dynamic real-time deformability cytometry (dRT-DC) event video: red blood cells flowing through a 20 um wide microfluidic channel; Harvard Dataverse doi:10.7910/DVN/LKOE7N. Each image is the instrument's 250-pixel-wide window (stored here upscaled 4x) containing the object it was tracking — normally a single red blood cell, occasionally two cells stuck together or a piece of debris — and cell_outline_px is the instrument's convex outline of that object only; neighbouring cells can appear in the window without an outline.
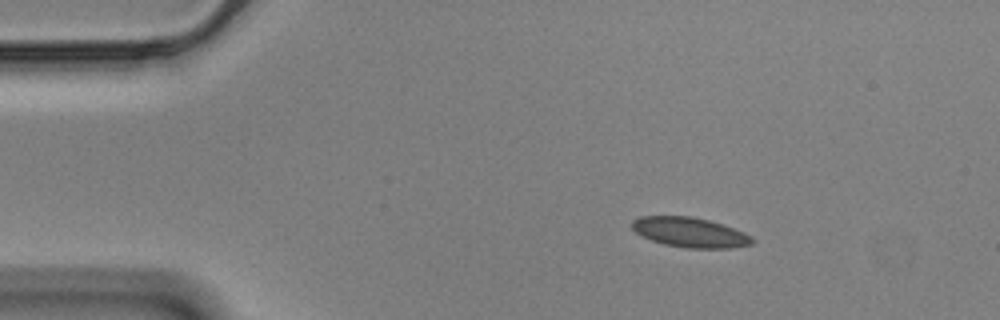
{"species": "Egyptian fruit bat (a non-hibernating species)", "species_latin": "Rousettus aegyptiacus", "temperature_condition": "cold", "stored_images_in_passage": 49, "segment_of_instrument_passage": [1, 2], "camera_frame_rate_fps": 3000, "um_per_image_px": 0.085, "animal": {"sex": "male"}, "frame": {"image": 1, "passage_image": 1, "time_ms": 0.0, "image_size_px": [1000, 320], "cell_outline_px": [[752, 244], [732, 248], [688, 248], [664, 244], [652, 240], [636, 232], [632, 228], [632, 220], [640, 216], [692, 216], [708, 220], [732, 228], [752, 236]], "centroid_in_image_um": [58.62, 19.75], "position_along_channel_um": 26.4, "area_um2": 20.63}}
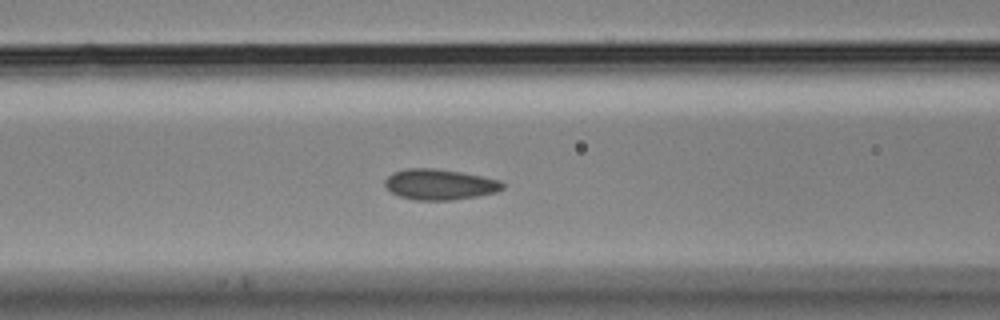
{"frame": {"image": 2, "passage_image": 15, "time_ms": 4.667, "image_size_px": [1000, 320], "cell_outline_px": [[504, 188], [496, 192], [476, 196], [452, 200], [412, 200], [400, 196], [392, 192], [384, 184], [384, 180], [392, 172], [408, 168], [436, 168], [460, 172], [500, 180], [504, 184]], "centroid_in_image_um": [37.35, 15.67], "position_along_channel_um": 129.2, "area_um2": 20.98}}
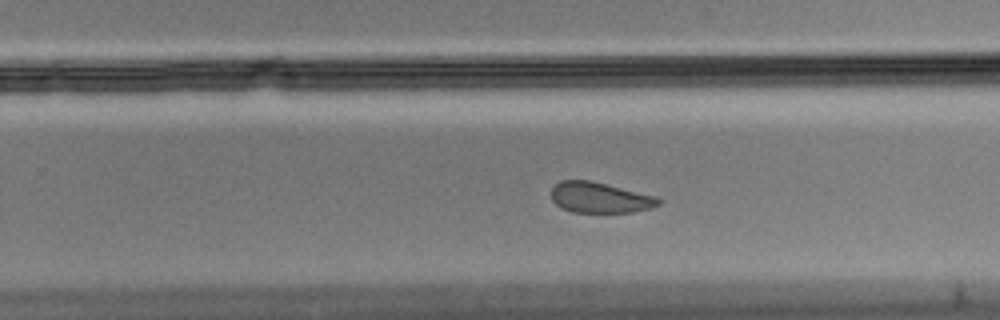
{"frame": {"image": 3, "passage_image": 28, "time_ms": 9.0, "image_size_px": [1000, 320], "cell_outline_px": [[664, 200], [660, 204], [652, 208], [632, 212], [572, 212], [556, 204], [552, 200], [552, 188], [560, 180], [588, 180], [656, 196]], "centroid_in_image_um": [51.02, 16.8], "position_along_channel_um": 278.8, "area_um2": 19.02}}